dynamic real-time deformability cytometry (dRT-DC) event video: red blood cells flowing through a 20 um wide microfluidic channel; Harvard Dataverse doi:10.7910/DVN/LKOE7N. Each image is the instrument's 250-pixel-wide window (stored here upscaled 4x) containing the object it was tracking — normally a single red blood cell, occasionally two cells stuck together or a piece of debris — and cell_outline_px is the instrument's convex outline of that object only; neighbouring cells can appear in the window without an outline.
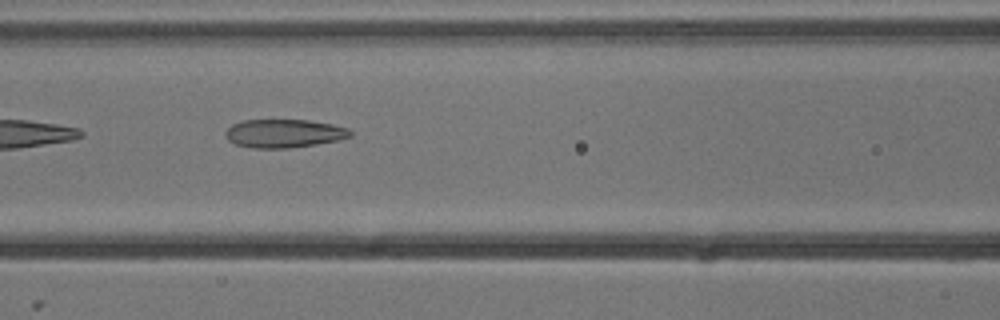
{"species": "common noctule bat (a hibernating species)", "species_latin": "Nyctalus noctula", "temperature_condition": "cold", "stored_images_in_passage": 8, "camera_frame_rate_fps": 3000, "um_per_image_px": 0.085, "animal": {"sex": "male", "body_mass_g": 13.3}, "frame": {"image": 1, "passage_image": 7, "time_ms": 2.0, "image_size_px": [1000, 320], "cell_outline_px": [[352, 136], [340, 140], [316, 144], [288, 148], [252, 148], [236, 144], [228, 140], [224, 136], [224, 132], [232, 124], [244, 120], [308, 120], [332, 124], [348, 128], [352, 132]], "centroid_in_image_um": [24.14, 11.34], "position_along_channel_um": 142.5, "area_um2": 20.75}}
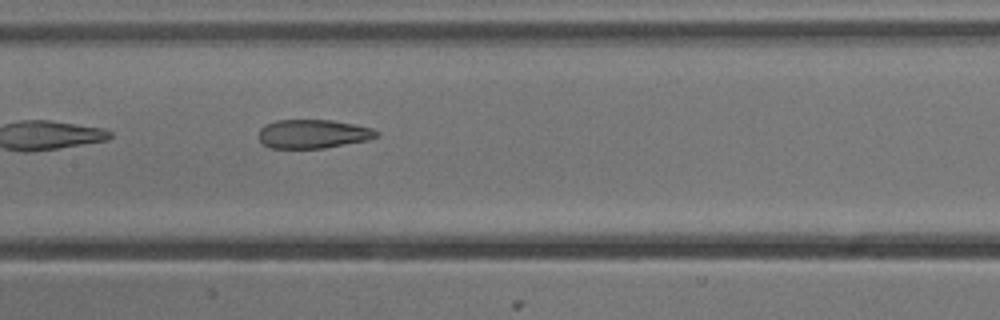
{"frame": {"image": 2, "passage_image": 8, "time_ms": 2.333, "image_size_px": [1000, 320], "cell_outline_px": [[380, 136], [368, 140], [324, 148], [272, 148], [264, 144], [260, 140], [260, 128], [264, 124], [276, 120], [332, 120], [356, 124], [372, 128], [380, 132]], "centroid_in_image_um": [26.65, 11.37], "position_along_channel_um": 180.7, "area_um2": 19.88}}